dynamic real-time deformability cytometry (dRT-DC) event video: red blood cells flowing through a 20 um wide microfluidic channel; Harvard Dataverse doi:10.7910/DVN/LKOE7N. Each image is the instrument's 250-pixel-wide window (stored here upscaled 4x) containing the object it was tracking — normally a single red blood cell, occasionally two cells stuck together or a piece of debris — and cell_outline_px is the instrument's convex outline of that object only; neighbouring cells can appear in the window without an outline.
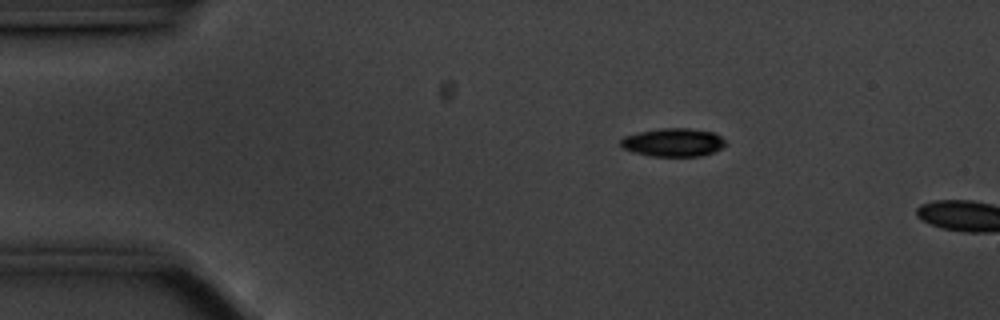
{"species": "common noctule bat (a hibernating species)", "species_latin": "Nyctalus noctula", "temperature_condition": "cold", "stored_images_in_passage": 7, "camera_frame_rate_fps": 3000, "um_per_image_px": 0.085, "animal": {"sex": "male", "body_mass_g": 20.1, "forearm_length_mm": 53.5}, "frame": {"image": 1, "passage_image": 1, "time_ms": 0.0, "image_size_px": [1000, 320], "cell_outline_px": [[724, 144], [720, 148], [712, 152], [700, 156], [652, 156], [632, 152], [624, 148], [620, 144], [620, 140], [624, 136], [636, 132], [660, 128], [688, 128], [712, 132], [720, 136], [724, 140]], "centroid_in_image_um": [57.16, 12.09], "position_along_channel_um": 27.8, "area_um2": 17.17}}